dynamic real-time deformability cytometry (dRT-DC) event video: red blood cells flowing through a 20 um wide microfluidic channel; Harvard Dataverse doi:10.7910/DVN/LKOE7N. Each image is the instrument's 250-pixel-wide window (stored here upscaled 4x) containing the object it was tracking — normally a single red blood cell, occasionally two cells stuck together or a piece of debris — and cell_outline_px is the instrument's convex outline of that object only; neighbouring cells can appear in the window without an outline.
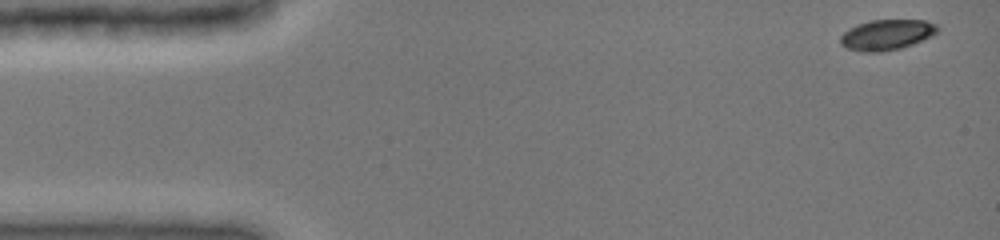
{"species": "common noctule bat (a hibernating species)", "species_latin": "Nyctalus noctula", "temperature_condition": "cold", "stored_images_in_passage": 46, "camera_frame_rate_fps": 3000, "um_per_image_px": 0.085, "animal": {"sex": "female", "body_mass_g": 19.0, "forearm_length_mm": 51.5}, "frame": {"image": 1, "passage_image": 1, "time_ms": 0.0, "image_size_px": [1000, 240], "cell_outline_px": [[940, 28], [932, 36], [912, 44], [900, 48], [880, 52], [864, 52], [848, 48], [840, 44], [840, 36], [848, 28], [856, 24], [872, 20], [924, 20], [936, 24]], "centroid_in_image_um": [75.36, 2.95], "position_along_channel_um": 9.6, "area_um2": 17.22}}
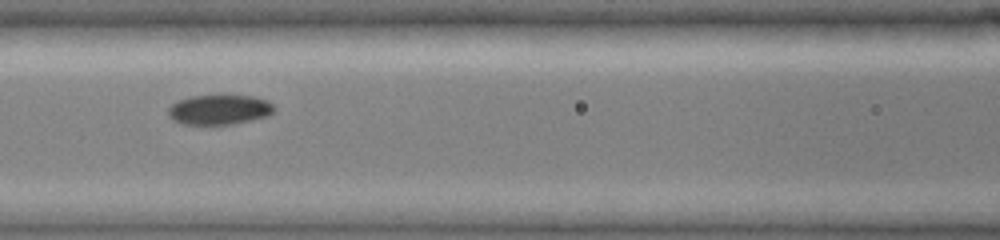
{"frame": {"image": 2, "passage_image": 20, "time_ms": 6.333, "image_size_px": [1000, 240], "cell_outline_px": [[276, 108], [268, 116], [252, 120], [232, 124], [184, 124], [172, 120], [168, 116], [168, 108], [172, 104], [180, 100], [192, 96], [252, 96], [268, 100]], "centroid_in_image_um": [18.65, 9.33], "position_along_channel_um": 147.9, "area_um2": 18.32}}
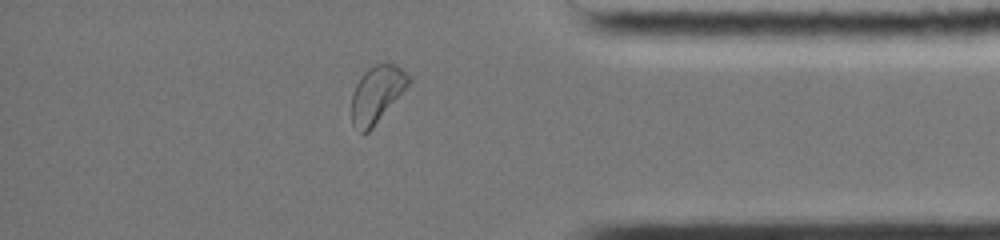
{"frame": {"image": 3, "passage_image": 40, "time_ms": 13.0, "image_size_px": [1000, 240], "cell_outline_px": [[412, 80], [372, 128], [368, 132], [360, 132], [352, 124], [352, 92], [356, 84], [364, 72], [368, 68], [376, 64], [396, 64], [412, 76]], "centroid_in_image_um": [32.03, 7.98], "position_along_channel_um": 403.2, "area_um2": 18.61}, "authors_computed_cell_mechanics": {"area_um2": 18.4382, "velocity_mm_per_s": 3.981, "shape_relaxation_time_tau1_ms": 2.9546, "shape_relaxation_time_tau2_ms": 10.3283, "deformation_change_tau1": 0.0765, "deformation_change_tau2": 0.1146}}